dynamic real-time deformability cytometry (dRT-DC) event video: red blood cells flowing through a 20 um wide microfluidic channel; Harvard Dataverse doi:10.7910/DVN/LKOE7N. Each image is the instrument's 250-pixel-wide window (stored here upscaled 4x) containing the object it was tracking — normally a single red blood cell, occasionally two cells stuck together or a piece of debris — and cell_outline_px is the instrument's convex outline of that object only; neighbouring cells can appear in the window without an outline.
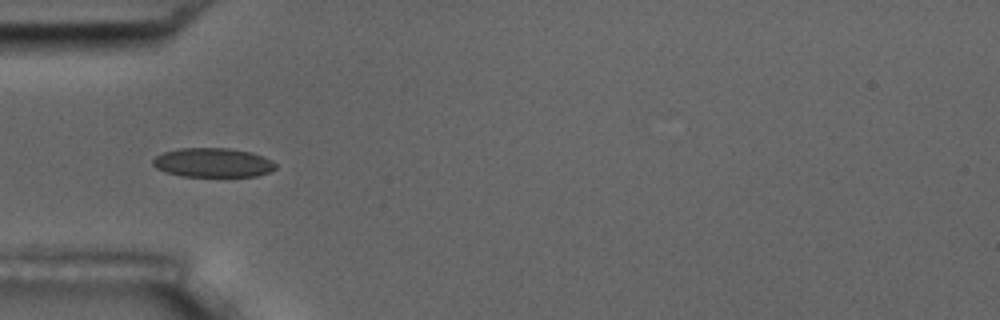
{"species": "common noctule bat (a hibernating species)", "species_latin": "Nyctalus noctula", "temperature_condition": "room temperature", "stored_images_in_passage": 16, "camera_frame_rate_fps": 3000, "um_per_image_px": 0.085, "animal": {"sex": "male", "body_mass_g": 17.5, "forearm_length_mm": 52.3}, "frame": {"image": 1, "passage_image": 5, "time_ms": 4.333, "image_size_px": [1000, 320], "cell_outline_px": [[276, 168], [268, 172], [256, 176], [180, 176], [164, 172], [156, 168], [152, 164], [152, 160], [156, 156], [164, 152], [180, 148], [228, 148], [252, 152], [264, 156], [272, 160], [276, 164]], "centroid_in_image_um": [18.09, 13.82], "position_along_channel_um": 66.9, "area_um2": 20.98}}
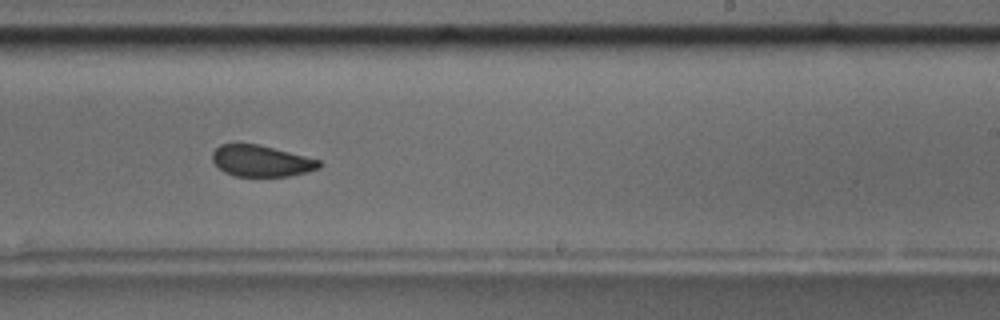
{"frame": {"image": 2, "passage_image": 10, "time_ms": 10.0, "image_size_px": [1000, 320], "cell_outline_px": [[324, 164], [320, 168], [308, 172], [288, 176], [236, 176], [224, 172], [212, 160], [212, 152], [220, 144], [260, 144], [320, 160]], "centroid_in_image_um": [22.24, 13.68], "position_along_channel_um": 266.8, "area_um2": 19.54}, "authors_computed_cell_mechanics": {"area_um2": 21.0103, "velocity_mm_per_s": 3.5425, "shape_relaxation_time_tau1_ms": null, "shape_relaxation_time_tau2_ms": 1.8975, "deformation_change_tau1": null, "deformation_change_tau2": 0.0292}}